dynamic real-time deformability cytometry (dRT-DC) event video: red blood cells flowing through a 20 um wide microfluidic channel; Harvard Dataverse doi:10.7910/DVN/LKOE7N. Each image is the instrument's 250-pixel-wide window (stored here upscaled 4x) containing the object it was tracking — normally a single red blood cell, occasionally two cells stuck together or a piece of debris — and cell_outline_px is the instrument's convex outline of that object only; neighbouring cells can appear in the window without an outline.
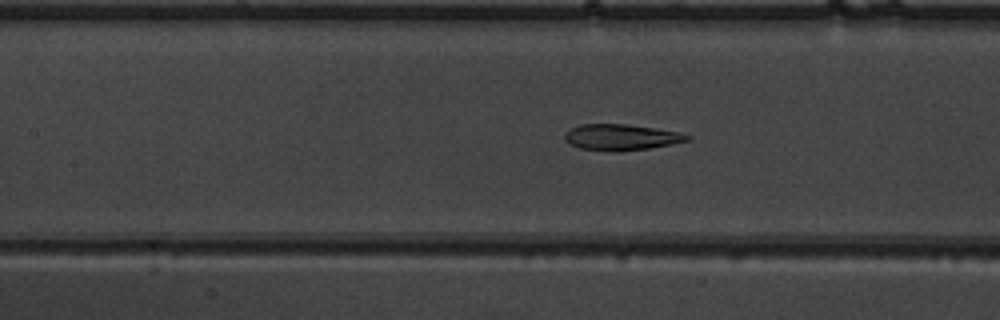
{"species": "common noctule bat (a hibernating species)", "species_latin": "Nyctalus noctula", "temperature_condition": "warm", "stored_images_in_passage": 52, "camera_frame_rate_fps": 3000, "um_per_image_px": 0.085, "animal": {"sex": "male", "body_mass_g": 19.5, "forearm_length_mm": 54.6}, "frame": {"image": 1, "passage_image": 24, "time_ms": 7.667, "image_size_px": [1000, 320], "cell_outline_px": [[692, 140], [648, 148], [620, 152], [616, 152], [580, 148], [568, 144], [564, 140], [564, 136], [572, 128], [580, 124], [624, 124], [656, 128], [680, 132], [692, 136]], "centroid_in_image_um": [52.82, 11.67], "position_along_channel_um": 154.6, "area_um2": 18.67}}
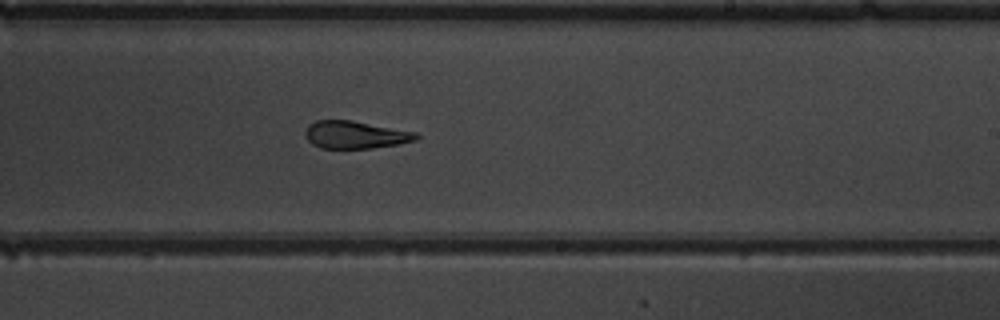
{"frame": {"image": 2, "passage_image": 32, "time_ms": 10.333, "image_size_px": [1000, 320], "cell_outline_px": [[420, 136], [416, 140], [400, 144], [372, 148], [320, 148], [312, 144], [308, 140], [304, 132], [308, 124], [316, 120], [352, 120], [416, 132]], "centroid_in_image_um": [30.2, 11.45], "position_along_channel_um": 258.8, "area_um2": 17.92}}
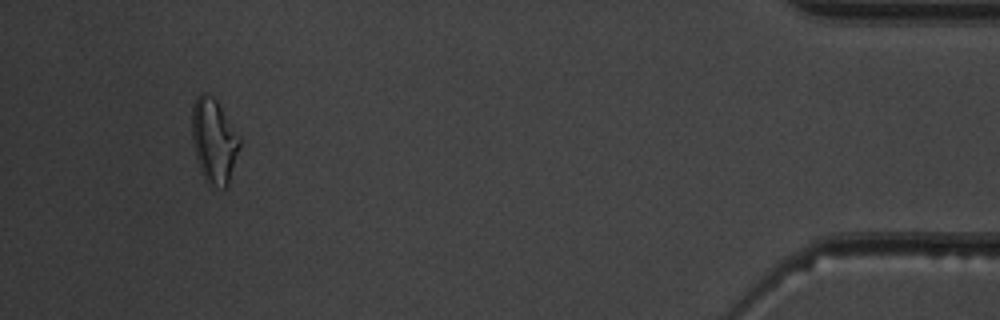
{"frame": {"image": 3, "passage_image": 49, "time_ms": 16.0, "image_size_px": [1000, 320], "cell_outline_px": [[240, 148], [228, 184], [224, 188], [212, 184], [200, 172], [192, 140], [192, 104], [196, 96], [200, 92], [204, 92], [212, 96], [216, 100], [240, 136]], "centroid_in_image_um": [18.18, 11.92], "position_along_channel_um": 417.0, "area_um2": 23.35}, "authors_computed_cell_mechanics": {"area_um2": 19.7387, "velocity_mm_per_s": 3.9269, "shape_relaxation_time_tau1_ms": null, "shape_relaxation_time_tau2_ms": 2.6038, "deformation_change_tau1": null, "deformation_change_tau2": 0.1023}}